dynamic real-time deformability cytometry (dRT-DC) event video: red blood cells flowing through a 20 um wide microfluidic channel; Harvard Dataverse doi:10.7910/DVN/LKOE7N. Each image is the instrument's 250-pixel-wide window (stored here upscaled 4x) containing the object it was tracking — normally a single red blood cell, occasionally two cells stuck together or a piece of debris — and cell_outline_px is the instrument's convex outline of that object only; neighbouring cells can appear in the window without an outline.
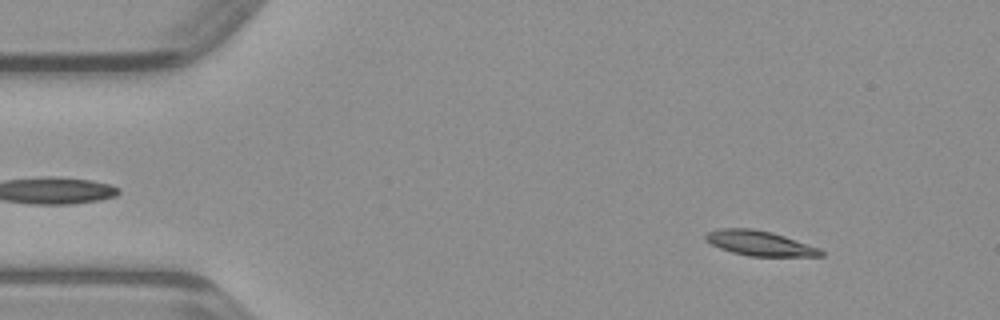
{"species": "common noctule bat (a hibernating species)", "species_latin": "Nyctalus noctula", "temperature_condition": "warm", "stored_images_in_passage": 48, "camera_frame_rate_fps": 3000, "um_per_image_px": 0.085, "animal": {"sex": "male", "body_mass_g": 23.1, "forearm_length_mm": 52.7}, "frame": {"image": 1, "passage_image": 5, "time_ms": 1.333, "image_size_px": [1000, 320], "cell_outline_px": [[824, 256], [748, 256], [732, 252], [720, 248], [704, 240], [704, 232], [720, 228], [752, 228], [772, 232], [820, 248], [824, 252]], "centroid_in_image_um": [64.53, 20.66], "position_along_channel_um": 20.5, "area_um2": 16.82}}
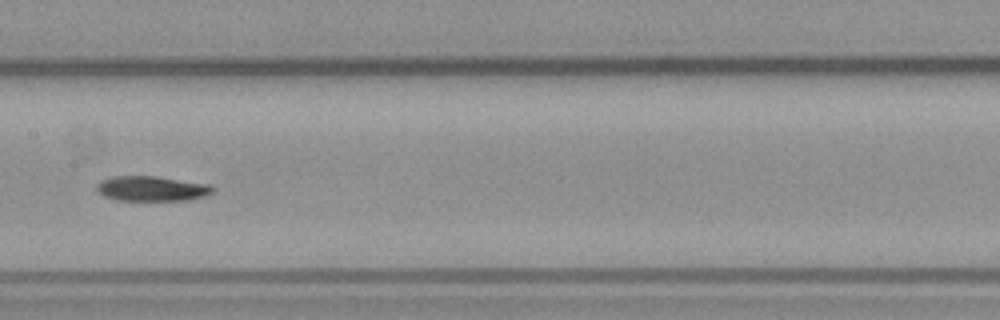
{"frame": {"image": 2, "passage_image": 23, "time_ms": 7.333, "image_size_px": [1000, 320], "cell_outline_px": [[212, 192], [204, 196], [188, 200], [116, 200], [104, 196], [96, 192], [96, 184], [100, 180], [112, 176], [156, 176], [212, 184]], "centroid_in_image_um": [12.85, 16.02], "position_along_channel_um": 194.5, "area_um2": 17.05}}
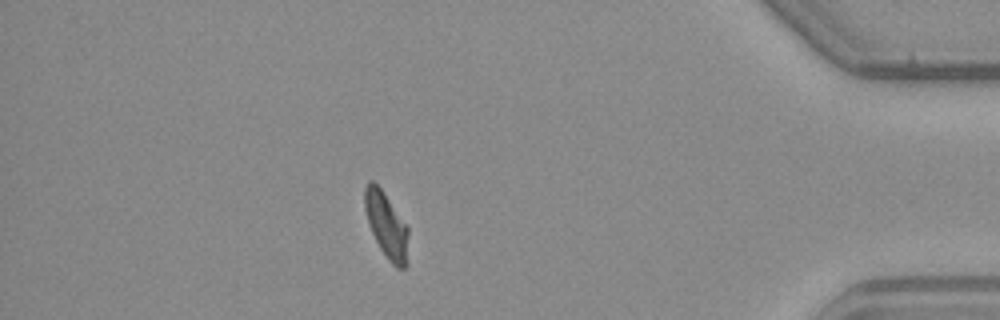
{"frame": {"image": 3, "passage_image": 41, "time_ms": 13.333, "image_size_px": [1000, 320], "cell_outline_px": [[408, 264], [404, 268], [396, 268], [388, 260], [380, 248], [372, 232], [364, 208], [364, 188], [368, 180], [372, 180], [384, 192], [408, 224]], "centroid_in_image_um": [32.88, 19.14], "position_along_channel_um": 402.3, "area_um2": 16.99}}